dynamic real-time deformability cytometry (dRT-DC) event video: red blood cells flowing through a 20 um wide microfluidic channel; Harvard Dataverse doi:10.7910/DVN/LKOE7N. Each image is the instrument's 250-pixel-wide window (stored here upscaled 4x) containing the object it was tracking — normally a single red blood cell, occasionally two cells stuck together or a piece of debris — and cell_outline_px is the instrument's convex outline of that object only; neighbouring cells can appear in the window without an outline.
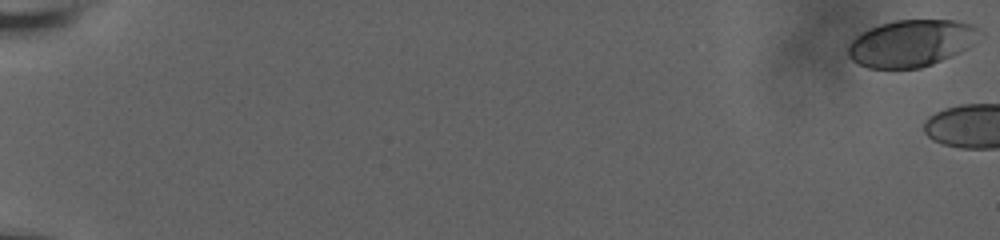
{"species": "human", "species_latin": "Homo sapiens", "temperature_condition": "room temperature", "stored_images_in_passage": 20, "camera_frame_rate_fps": 3000, "um_per_image_px": 0.085, "donor": {"sex": "male"}, "frame": {"image": 1, "passage_image": 1, "time_ms": 0.0, "image_size_px": [1000, 240], "cell_outline_px": [[984, 32], [952, 56], [932, 64], [920, 68], [868, 68], [852, 60], [848, 56], [848, 48], [852, 40], [860, 32], [868, 28], [880, 24], [896, 20], [956, 20], [972, 24], [980, 28]], "centroid_in_image_um": [77.43, 3.66], "position_along_channel_um": 7.6, "area_um2": 35.72}}
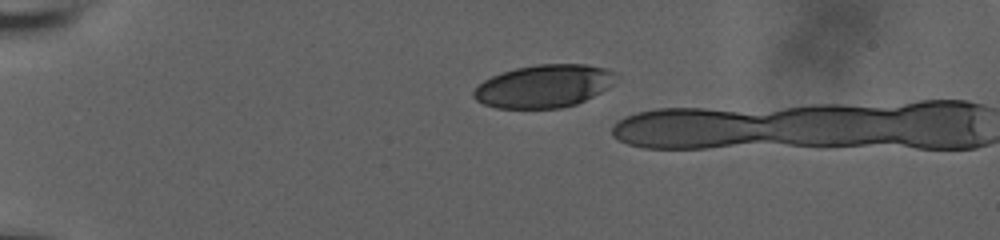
{"frame": {"image": 2, "passage_image": 17, "time_ms": 5.333, "image_size_px": [1000, 240], "cell_outline_px": [[620, 76], [608, 88], [576, 104], [560, 108], [496, 108], [484, 104], [476, 100], [472, 96], [472, 92], [484, 80], [492, 76], [516, 68], [536, 64], [588, 64], [604, 68], [616, 72]], "centroid_in_image_um": [46.26, 7.31], "position_along_channel_um": 38.7, "area_um2": 35.55}}